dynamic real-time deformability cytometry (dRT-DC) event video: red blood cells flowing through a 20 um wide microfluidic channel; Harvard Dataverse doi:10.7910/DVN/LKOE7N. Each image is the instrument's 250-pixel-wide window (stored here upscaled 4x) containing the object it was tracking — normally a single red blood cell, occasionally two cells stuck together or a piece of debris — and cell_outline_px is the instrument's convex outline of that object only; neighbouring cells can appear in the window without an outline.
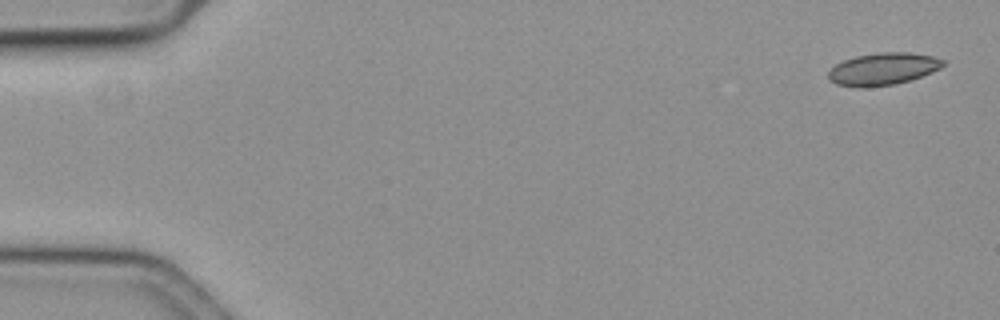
{"species": "common noctule bat (a hibernating species)", "species_latin": "Nyctalus noctula", "temperature_condition": "cold", "stored_images_in_passage": 33, "camera_frame_rate_fps": 3000, "um_per_image_px": 0.085, "animal": {"sex": "female", "body_mass_g": 19.3, "forearm_length_mm": 54.1}, "frame": {"image": 1, "passage_image": 1, "time_ms": 0.0, "image_size_px": [1000, 320], "cell_outline_px": [[944, 64], [940, 68], [932, 72], [896, 84], [860, 88], [836, 84], [828, 80], [828, 72], [836, 64], [844, 60], [856, 56], [876, 52], [912, 52], [932, 56], [944, 60]], "centroid_in_image_um": [75.03, 5.86], "position_along_channel_um": 10.0, "area_um2": 21.56}}
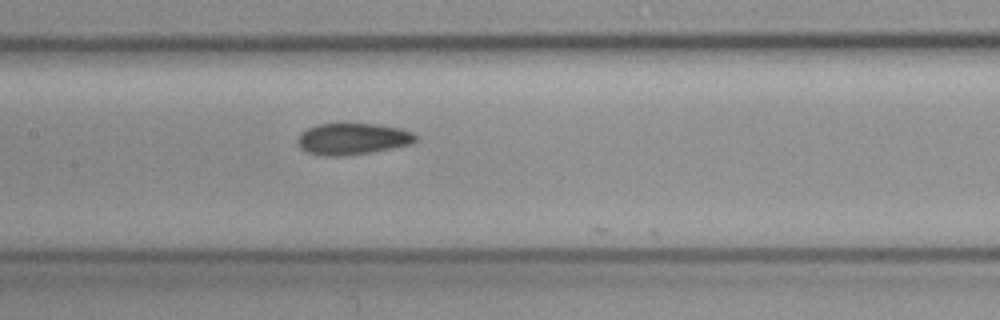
{"frame": {"image": 2, "passage_image": 27, "time_ms": 8.667, "image_size_px": [1000, 320], "cell_outline_px": [[416, 140], [412, 144], [368, 152], [336, 156], [324, 156], [308, 152], [300, 148], [296, 144], [296, 140], [300, 132], [316, 124], [372, 124], [400, 128], [412, 132], [416, 136]], "centroid_in_image_um": [29.91, 11.8], "position_along_channel_um": 177.5, "area_um2": 21.44}}
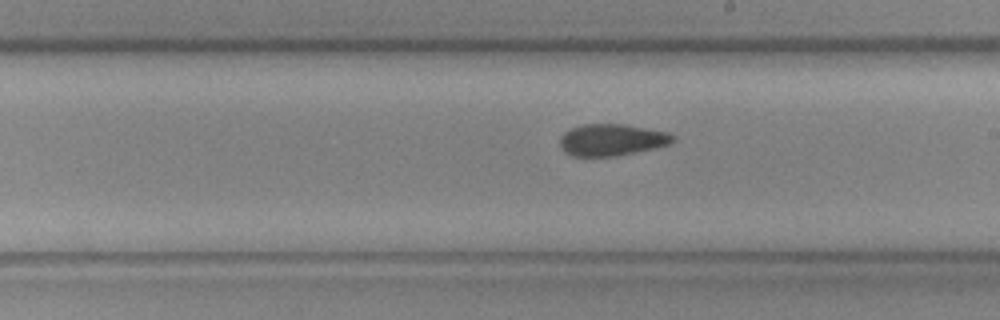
{"frame": {"image": 3, "passage_image": 32, "time_ms": 10.333, "image_size_px": [1000, 320], "cell_outline_px": [[676, 140], [668, 144], [636, 152], [616, 156], [572, 156], [564, 152], [560, 144], [560, 136], [564, 132], [572, 128], [584, 124], [624, 124], [668, 132], [676, 136]], "centroid_in_image_um": [52.0, 11.88], "position_along_channel_um": 237.0, "area_um2": 20.87}}